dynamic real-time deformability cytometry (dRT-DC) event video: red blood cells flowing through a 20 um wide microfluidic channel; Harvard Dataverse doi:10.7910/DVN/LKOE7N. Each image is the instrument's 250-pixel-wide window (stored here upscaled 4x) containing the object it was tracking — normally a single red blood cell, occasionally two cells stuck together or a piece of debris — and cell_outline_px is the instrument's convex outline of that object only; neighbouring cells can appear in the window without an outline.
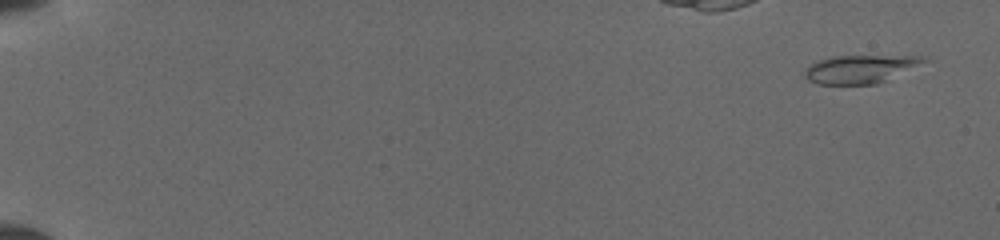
{"species": "common noctule bat (a hibernating species)", "species_latin": "Nyctalus noctula", "temperature_condition": "cold", "stored_images_in_passage": 27, "camera_frame_rate_fps": 3000, "um_per_image_px": 0.085, "animal": {"sex": "female", "body_mass_g": 19.5, "forearm_length_mm": 54.1}, "frame": {"image": 1, "passage_image": 3, "time_ms": 0.667, "image_size_px": [1000, 240], "cell_outline_px": [[932, 60], [876, 84], [816, 84], [808, 80], [804, 76], [804, 72], [812, 64], [820, 60], [832, 56], [924, 56]], "centroid_in_image_um": [73.16, 5.86], "position_along_channel_um": 11.8, "area_um2": 19.42}}
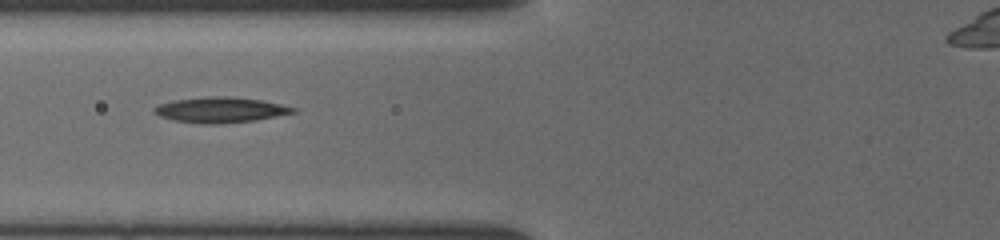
{"frame": {"image": 2, "passage_image": 23, "time_ms": 7.333, "image_size_px": [1000, 240], "cell_outline_px": [[296, 112], [256, 120], [220, 124], [204, 124], [176, 120], [160, 116], [152, 112], [152, 108], [160, 104], [176, 100], [212, 96], [224, 96], [260, 100], [280, 104], [296, 108]], "centroid_in_image_um": [18.73, 9.35], "position_along_channel_um": 107.1, "area_um2": 20.29}}
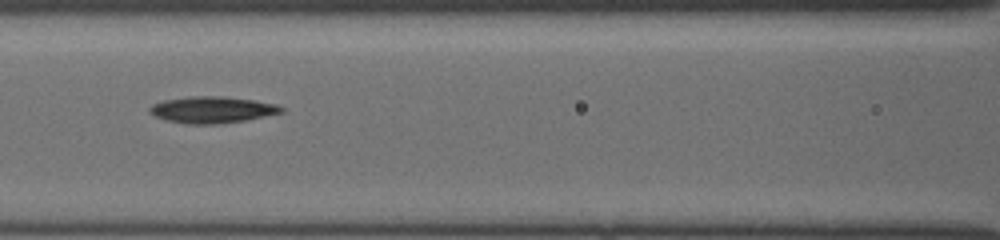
{"frame": {"image": 3, "passage_image": 25, "time_ms": 8.333, "image_size_px": [1000, 240], "cell_outline_px": [[284, 112], [244, 120], [216, 124], [188, 124], [164, 120], [148, 112], [148, 108], [152, 104], [164, 100], [192, 96], [220, 96], [252, 100], [276, 104], [284, 108]], "centroid_in_image_um": [17.99, 9.33], "position_along_channel_um": 148.6, "area_um2": 20.23}}